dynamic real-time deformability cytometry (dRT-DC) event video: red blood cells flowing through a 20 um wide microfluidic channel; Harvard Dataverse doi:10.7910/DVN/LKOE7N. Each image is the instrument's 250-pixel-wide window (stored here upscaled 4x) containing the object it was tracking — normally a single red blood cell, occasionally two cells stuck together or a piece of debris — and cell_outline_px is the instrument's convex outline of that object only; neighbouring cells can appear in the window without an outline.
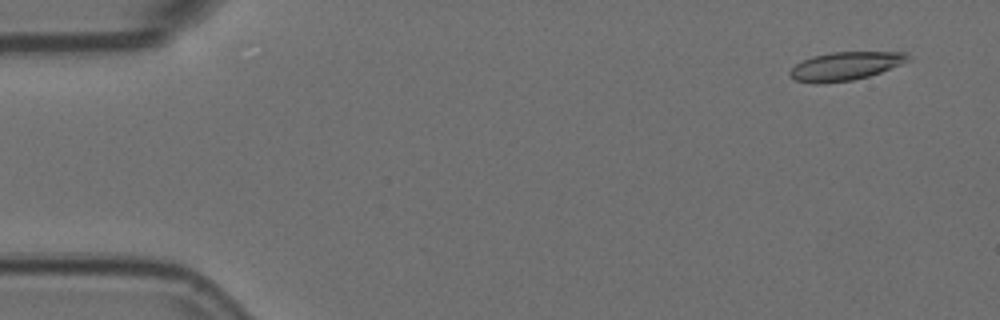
{"species": "Egyptian fruit bat (a non-hibernating species)", "species_latin": "Rousettus aegyptiacus", "temperature_condition": "room temperature", "stored_images_in_passage": 6, "camera_frame_rate_fps": 3000, "um_per_image_px": 0.085, "animal": {"sex": "female"}, "frame": {"image": 1, "passage_image": 2, "time_ms": 0.333, "image_size_px": [1000, 320], "cell_outline_px": [[908, 60], [900, 64], [880, 72], [868, 76], [852, 80], [820, 84], [812, 84], [796, 80], [788, 76], [788, 72], [796, 64], [812, 56], [832, 52], [908, 52]], "centroid_in_image_um": [71.79, 5.63], "position_along_channel_um": 13.2, "area_um2": 19.42}}
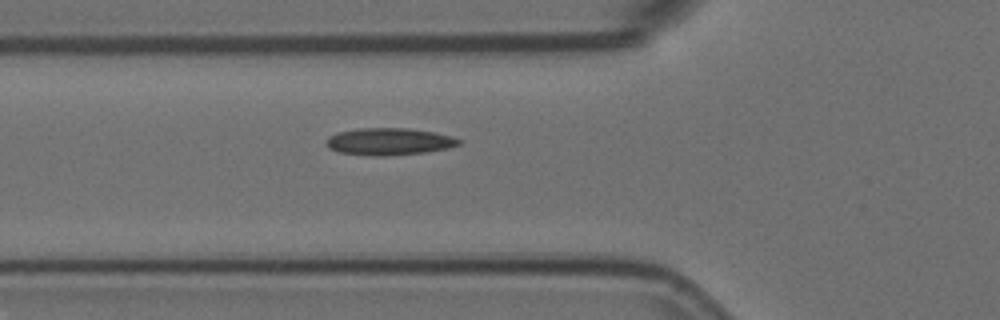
{"frame": {"image": 2, "passage_image": 6, "time_ms": 1.667, "image_size_px": [1000, 320], "cell_outline_px": [[460, 144], [448, 148], [424, 152], [340, 152], [328, 148], [328, 136], [336, 132], [356, 128], [408, 128], [432, 132], [452, 136], [460, 140]], "centroid_in_image_um": [33.1, 11.95], "position_along_channel_um": 92.7, "area_um2": 19.42}}